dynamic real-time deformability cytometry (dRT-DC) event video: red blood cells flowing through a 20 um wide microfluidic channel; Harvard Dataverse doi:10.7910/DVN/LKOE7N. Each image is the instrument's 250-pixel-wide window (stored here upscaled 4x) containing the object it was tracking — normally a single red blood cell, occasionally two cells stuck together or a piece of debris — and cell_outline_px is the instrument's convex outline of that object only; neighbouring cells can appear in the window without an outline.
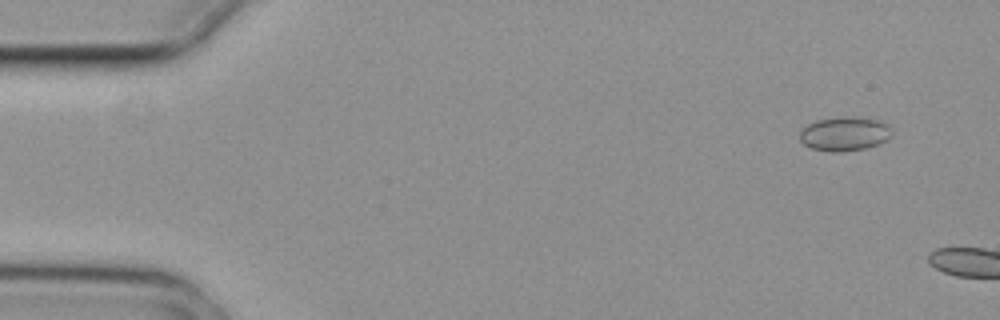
{"species": "common noctule bat (a hibernating species)", "species_latin": "Nyctalus noctula", "temperature_condition": "cold", "stored_images_in_passage": 3, "camera_frame_rate_fps": 3000, "um_per_image_px": 0.085, "animal": {"sex": "female", "body_mass_g": 29.2, "forearm_length_mm": 56.3}, "frame": {"image": 1, "passage_image": 2, "time_ms": 0.333, "image_size_px": [1000, 320], "cell_outline_px": [[892, 136], [888, 140], [880, 144], [864, 148], [840, 152], [828, 152], [812, 148], [804, 144], [800, 140], [800, 132], [808, 124], [816, 120], [844, 116], [860, 116], [880, 120], [888, 124], [892, 128]], "centroid_in_image_um": [71.85, 11.36], "position_along_channel_um": 13.2, "area_um2": 18.67}}